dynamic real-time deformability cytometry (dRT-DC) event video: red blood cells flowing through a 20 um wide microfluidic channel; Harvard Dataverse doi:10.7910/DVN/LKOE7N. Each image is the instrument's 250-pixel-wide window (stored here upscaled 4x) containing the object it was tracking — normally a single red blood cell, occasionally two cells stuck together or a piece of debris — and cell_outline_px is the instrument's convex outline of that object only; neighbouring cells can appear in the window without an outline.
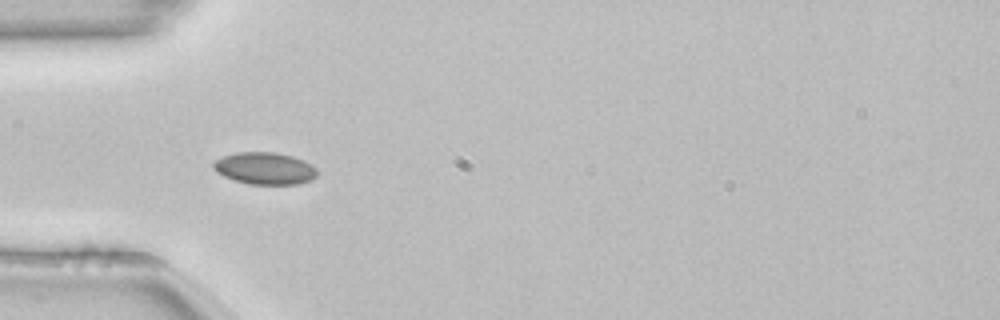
{"species": "common noctule bat (a hibernating species)", "species_latin": "Nyctalus noctula", "temperature_condition": "room temperature", "stored_images_in_passage": 21, "camera_frame_rate_fps": 3000, "um_per_image_px": 0.085, "animal": {"sex": "female", "body_mass_g": 22.7, "forearm_length_mm": 54.2}, "frame": {"image": 1, "passage_image": 1, "time_ms": 0.0, "image_size_px": [1000, 320], "cell_outline_px": [[316, 176], [308, 180], [296, 184], [248, 184], [224, 176], [216, 172], [212, 168], [212, 164], [216, 160], [224, 156], [236, 152], [276, 152], [292, 156], [304, 160], [312, 164], [316, 168]], "centroid_in_image_um": [22.49, 14.3], "position_along_channel_um": 62.5, "area_um2": 19.31}}